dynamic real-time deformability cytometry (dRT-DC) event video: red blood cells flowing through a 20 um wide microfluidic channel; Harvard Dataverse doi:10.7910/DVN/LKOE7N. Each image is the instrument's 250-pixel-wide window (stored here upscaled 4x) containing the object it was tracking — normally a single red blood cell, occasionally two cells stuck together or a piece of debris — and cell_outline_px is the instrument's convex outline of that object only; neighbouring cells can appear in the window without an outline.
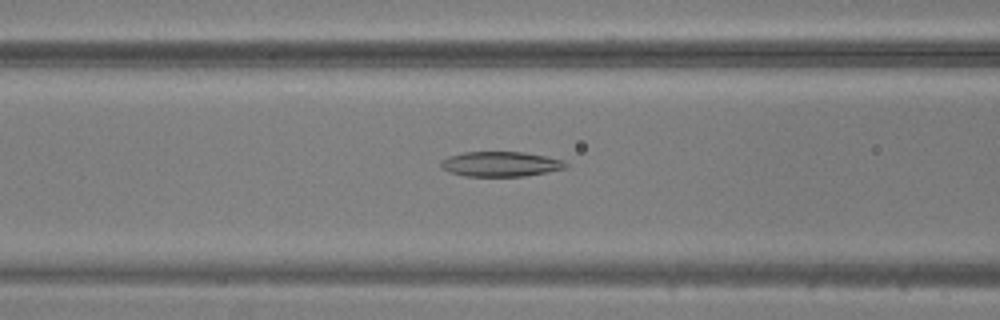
{"species": "common noctule bat (a hibernating species)", "species_latin": "Nyctalus noctula", "temperature_condition": "warm", "stored_images_in_passage": 45, "camera_frame_rate_fps": 3000, "um_per_image_px": 0.085, "animal": {"sex": "male", "body_mass_g": 20.5, "forearm_length_mm": 52.5}, "frame": {"image": 1, "passage_image": 16, "time_ms": 5.0, "image_size_px": [1000, 320], "cell_outline_px": [[568, 168], [524, 176], [464, 176], [452, 172], [444, 168], [440, 164], [440, 160], [448, 156], [464, 152], [524, 152], [564, 160], [568, 164]], "centroid_in_image_um": [42.58, 13.94], "position_along_channel_um": 124.0, "area_um2": 18.09}}
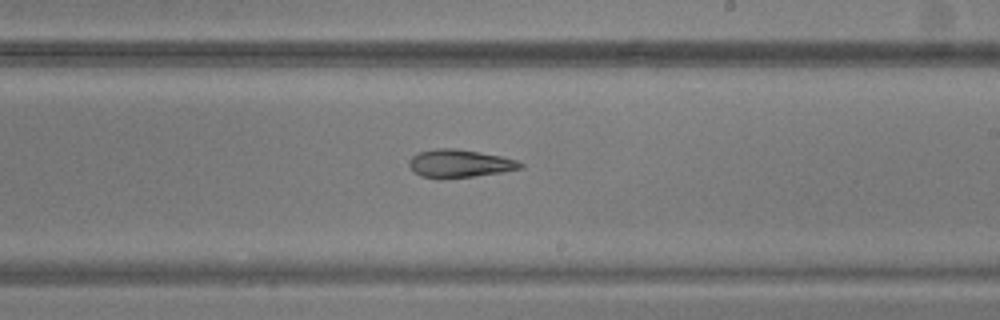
{"frame": {"image": 2, "passage_image": 25, "time_ms": 8.0, "image_size_px": [1000, 320], "cell_outline_px": [[524, 168], [504, 172], [440, 180], [420, 176], [408, 164], [408, 160], [416, 152], [436, 148], [456, 148], [480, 152], [500, 156], [516, 160], [524, 164]], "centroid_in_image_um": [39.04, 13.9], "position_along_channel_um": 250.0, "area_um2": 18.44}}
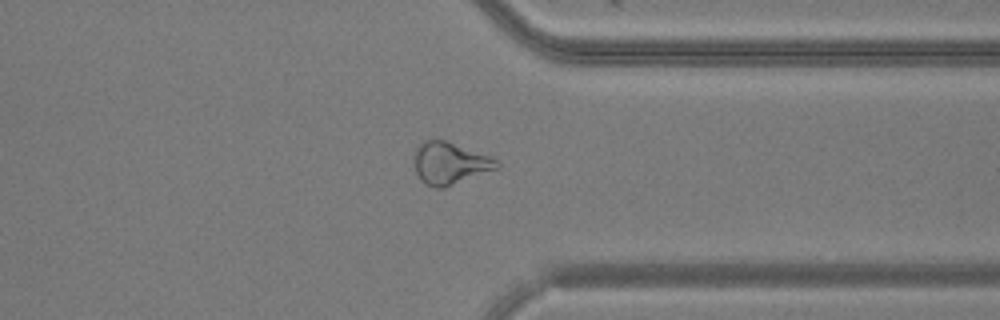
{"frame": {"image": 3, "passage_image": 34, "time_ms": 11.0, "image_size_px": [1000, 320], "cell_outline_px": [[500, 168], [444, 188], [436, 188], [424, 184], [416, 172], [416, 148], [424, 140], [444, 140], [488, 156], [496, 160], [500, 164]], "centroid_in_image_um": [38.26, 13.9], "position_along_channel_um": 373.1, "area_um2": 19.88}}